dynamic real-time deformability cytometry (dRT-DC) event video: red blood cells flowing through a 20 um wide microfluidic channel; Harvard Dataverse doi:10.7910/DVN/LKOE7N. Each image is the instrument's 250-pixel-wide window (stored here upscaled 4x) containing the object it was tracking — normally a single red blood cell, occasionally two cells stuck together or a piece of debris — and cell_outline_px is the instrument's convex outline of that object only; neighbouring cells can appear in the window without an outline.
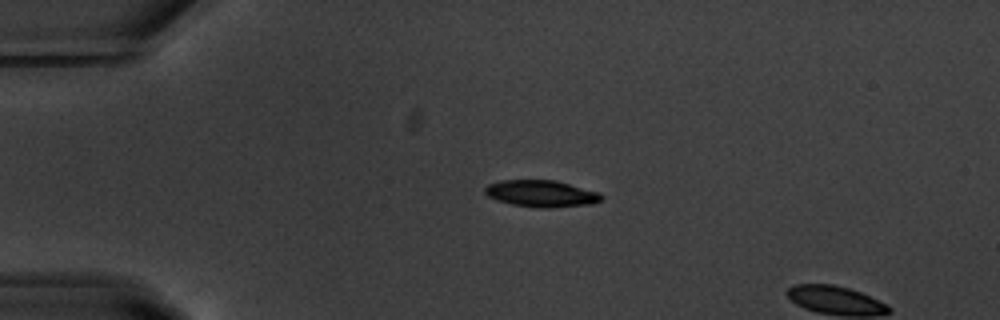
{"species": "common noctule bat (a hibernating species)", "species_latin": "Nyctalus noctula", "temperature_condition": "warm", "stored_images_in_passage": 15, "camera_frame_rate_fps": 3000, "um_per_image_px": 0.085, "animal": {"sex": "male", "body_mass_g": 20.1, "forearm_length_mm": 53.5}, "frame": {"image": 1, "passage_image": 13, "time_ms": 4.0, "image_size_px": [1000, 320], "cell_outline_px": [[604, 196], [600, 200], [592, 204], [548, 208], [540, 208], [512, 204], [496, 200], [488, 196], [484, 192], [484, 188], [488, 184], [500, 180], [556, 180], [600, 192]], "centroid_in_image_um": [46.02, 16.45], "position_along_channel_um": 39.0, "area_um2": 18.26}}